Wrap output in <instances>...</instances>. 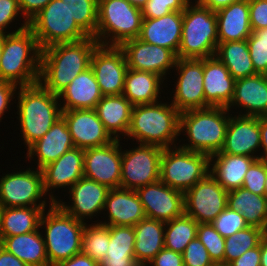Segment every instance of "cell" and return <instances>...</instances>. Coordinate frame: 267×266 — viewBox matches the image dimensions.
<instances>
[{
	"instance_id": "35",
	"label": "cell",
	"mask_w": 267,
	"mask_h": 266,
	"mask_svg": "<svg viewBox=\"0 0 267 266\" xmlns=\"http://www.w3.org/2000/svg\"><path fill=\"white\" fill-rule=\"evenodd\" d=\"M227 207L236 210L249 226L266 232L267 198L250 192L244 187L228 191Z\"/></svg>"
},
{
	"instance_id": "9",
	"label": "cell",
	"mask_w": 267,
	"mask_h": 266,
	"mask_svg": "<svg viewBox=\"0 0 267 266\" xmlns=\"http://www.w3.org/2000/svg\"><path fill=\"white\" fill-rule=\"evenodd\" d=\"M209 155L178 148H164L160 159V180L183 193L209 173Z\"/></svg>"
},
{
	"instance_id": "62",
	"label": "cell",
	"mask_w": 267,
	"mask_h": 266,
	"mask_svg": "<svg viewBox=\"0 0 267 266\" xmlns=\"http://www.w3.org/2000/svg\"><path fill=\"white\" fill-rule=\"evenodd\" d=\"M131 5L136 6L139 9H142L148 0H126Z\"/></svg>"
},
{
	"instance_id": "16",
	"label": "cell",
	"mask_w": 267,
	"mask_h": 266,
	"mask_svg": "<svg viewBox=\"0 0 267 266\" xmlns=\"http://www.w3.org/2000/svg\"><path fill=\"white\" fill-rule=\"evenodd\" d=\"M135 191L147 218L168 222L184 214V193L172 189L161 180Z\"/></svg>"
},
{
	"instance_id": "42",
	"label": "cell",
	"mask_w": 267,
	"mask_h": 266,
	"mask_svg": "<svg viewBox=\"0 0 267 266\" xmlns=\"http://www.w3.org/2000/svg\"><path fill=\"white\" fill-rule=\"evenodd\" d=\"M110 243L105 257L111 259L133 258L135 232L132 226H109Z\"/></svg>"
},
{
	"instance_id": "37",
	"label": "cell",
	"mask_w": 267,
	"mask_h": 266,
	"mask_svg": "<svg viewBox=\"0 0 267 266\" xmlns=\"http://www.w3.org/2000/svg\"><path fill=\"white\" fill-rule=\"evenodd\" d=\"M216 52L217 58L225 65L235 80L257 74L246 40L219 43Z\"/></svg>"
},
{
	"instance_id": "7",
	"label": "cell",
	"mask_w": 267,
	"mask_h": 266,
	"mask_svg": "<svg viewBox=\"0 0 267 266\" xmlns=\"http://www.w3.org/2000/svg\"><path fill=\"white\" fill-rule=\"evenodd\" d=\"M52 203L48 214L44 211L40 219V226L46 224V238H44L49 265L69 259L81 253L82 237L85 224L65 213L50 196Z\"/></svg>"
},
{
	"instance_id": "49",
	"label": "cell",
	"mask_w": 267,
	"mask_h": 266,
	"mask_svg": "<svg viewBox=\"0 0 267 266\" xmlns=\"http://www.w3.org/2000/svg\"><path fill=\"white\" fill-rule=\"evenodd\" d=\"M249 18L252 31L267 28V0H249Z\"/></svg>"
},
{
	"instance_id": "36",
	"label": "cell",
	"mask_w": 267,
	"mask_h": 266,
	"mask_svg": "<svg viewBox=\"0 0 267 266\" xmlns=\"http://www.w3.org/2000/svg\"><path fill=\"white\" fill-rule=\"evenodd\" d=\"M160 78L158 74L128 68L123 95L133 106L157 103Z\"/></svg>"
},
{
	"instance_id": "12",
	"label": "cell",
	"mask_w": 267,
	"mask_h": 266,
	"mask_svg": "<svg viewBox=\"0 0 267 266\" xmlns=\"http://www.w3.org/2000/svg\"><path fill=\"white\" fill-rule=\"evenodd\" d=\"M226 191L208 173L184 193V214L198 223H211L227 207Z\"/></svg>"
},
{
	"instance_id": "14",
	"label": "cell",
	"mask_w": 267,
	"mask_h": 266,
	"mask_svg": "<svg viewBox=\"0 0 267 266\" xmlns=\"http://www.w3.org/2000/svg\"><path fill=\"white\" fill-rule=\"evenodd\" d=\"M44 193L41 169L7 174L0 181V207H45V201L36 204Z\"/></svg>"
},
{
	"instance_id": "45",
	"label": "cell",
	"mask_w": 267,
	"mask_h": 266,
	"mask_svg": "<svg viewBox=\"0 0 267 266\" xmlns=\"http://www.w3.org/2000/svg\"><path fill=\"white\" fill-rule=\"evenodd\" d=\"M189 0H148L141 9L143 19L160 18L175 11L183 12Z\"/></svg>"
},
{
	"instance_id": "40",
	"label": "cell",
	"mask_w": 267,
	"mask_h": 266,
	"mask_svg": "<svg viewBox=\"0 0 267 266\" xmlns=\"http://www.w3.org/2000/svg\"><path fill=\"white\" fill-rule=\"evenodd\" d=\"M110 243L109 226L95 224L84 228L81 252L97 263L103 261Z\"/></svg>"
},
{
	"instance_id": "57",
	"label": "cell",
	"mask_w": 267,
	"mask_h": 266,
	"mask_svg": "<svg viewBox=\"0 0 267 266\" xmlns=\"http://www.w3.org/2000/svg\"><path fill=\"white\" fill-rule=\"evenodd\" d=\"M99 266H142L135 257L124 259H111L105 257L103 261L99 263Z\"/></svg>"
},
{
	"instance_id": "3",
	"label": "cell",
	"mask_w": 267,
	"mask_h": 266,
	"mask_svg": "<svg viewBox=\"0 0 267 266\" xmlns=\"http://www.w3.org/2000/svg\"><path fill=\"white\" fill-rule=\"evenodd\" d=\"M57 99L58 95L52 94L39 82L30 86H20V127L28 147L41 139L62 117V109L57 107Z\"/></svg>"
},
{
	"instance_id": "52",
	"label": "cell",
	"mask_w": 267,
	"mask_h": 266,
	"mask_svg": "<svg viewBox=\"0 0 267 266\" xmlns=\"http://www.w3.org/2000/svg\"><path fill=\"white\" fill-rule=\"evenodd\" d=\"M51 0H18L21 12L30 22Z\"/></svg>"
},
{
	"instance_id": "59",
	"label": "cell",
	"mask_w": 267,
	"mask_h": 266,
	"mask_svg": "<svg viewBox=\"0 0 267 266\" xmlns=\"http://www.w3.org/2000/svg\"><path fill=\"white\" fill-rule=\"evenodd\" d=\"M260 136L261 144L264 149V155L259 157V159L267 160V116L260 117Z\"/></svg>"
},
{
	"instance_id": "54",
	"label": "cell",
	"mask_w": 267,
	"mask_h": 266,
	"mask_svg": "<svg viewBox=\"0 0 267 266\" xmlns=\"http://www.w3.org/2000/svg\"><path fill=\"white\" fill-rule=\"evenodd\" d=\"M16 87V84L12 82L0 80V118L6 108H8L7 105L11 100L10 98L13 97L12 93L15 91Z\"/></svg>"
},
{
	"instance_id": "48",
	"label": "cell",
	"mask_w": 267,
	"mask_h": 266,
	"mask_svg": "<svg viewBox=\"0 0 267 266\" xmlns=\"http://www.w3.org/2000/svg\"><path fill=\"white\" fill-rule=\"evenodd\" d=\"M246 41L255 72L267 75V42H259L252 34Z\"/></svg>"
},
{
	"instance_id": "50",
	"label": "cell",
	"mask_w": 267,
	"mask_h": 266,
	"mask_svg": "<svg viewBox=\"0 0 267 266\" xmlns=\"http://www.w3.org/2000/svg\"><path fill=\"white\" fill-rule=\"evenodd\" d=\"M20 7L18 0H0V34H3L4 28L12 22L19 13Z\"/></svg>"
},
{
	"instance_id": "13",
	"label": "cell",
	"mask_w": 267,
	"mask_h": 266,
	"mask_svg": "<svg viewBox=\"0 0 267 266\" xmlns=\"http://www.w3.org/2000/svg\"><path fill=\"white\" fill-rule=\"evenodd\" d=\"M106 44L95 48L90 67L103 96L121 95L128 70L126 58L119 46L108 47Z\"/></svg>"
},
{
	"instance_id": "65",
	"label": "cell",
	"mask_w": 267,
	"mask_h": 266,
	"mask_svg": "<svg viewBox=\"0 0 267 266\" xmlns=\"http://www.w3.org/2000/svg\"><path fill=\"white\" fill-rule=\"evenodd\" d=\"M266 234H267V214H266Z\"/></svg>"
},
{
	"instance_id": "38",
	"label": "cell",
	"mask_w": 267,
	"mask_h": 266,
	"mask_svg": "<svg viewBox=\"0 0 267 266\" xmlns=\"http://www.w3.org/2000/svg\"><path fill=\"white\" fill-rule=\"evenodd\" d=\"M198 224L195 219L186 214L165 222V225H169L164 234L165 248L182 254L190 241L197 237Z\"/></svg>"
},
{
	"instance_id": "25",
	"label": "cell",
	"mask_w": 267,
	"mask_h": 266,
	"mask_svg": "<svg viewBox=\"0 0 267 266\" xmlns=\"http://www.w3.org/2000/svg\"><path fill=\"white\" fill-rule=\"evenodd\" d=\"M84 150L74 147L43 167V182L45 192L50 187L74 185L84 177Z\"/></svg>"
},
{
	"instance_id": "17",
	"label": "cell",
	"mask_w": 267,
	"mask_h": 266,
	"mask_svg": "<svg viewBox=\"0 0 267 266\" xmlns=\"http://www.w3.org/2000/svg\"><path fill=\"white\" fill-rule=\"evenodd\" d=\"M175 66L180 70V78L172 105L180 113L210 107L204 96L203 59L178 58Z\"/></svg>"
},
{
	"instance_id": "28",
	"label": "cell",
	"mask_w": 267,
	"mask_h": 266,
	"mask_svg": "<svg viewBox=\"0 0 267 266\" xmlns=\"http://www.w3.org/2000/svg\"><path fill=\"white\" fill-rule=\"evenodd\" d=\"M60 96L66 100L62 110L95 109L103 97L91 67L77 75Z\"/></svg>"
},
{
	"instance_id": "2",
	"label": "cell",
	"mask_w": 267,
	"mask_h": 266,
	"mask_svg": "<svg viewBox=\"0 0 267 266\" xmlns=\"http://www.w3.org/2000/svg\"><path fill=\"white\" fill-rule=\"evenodd\" d=\"M33 51L32 56L29 52ZM41 51L29 22L4 36L0 60V80L20 86H30L39 82ZM37 62V63H36Z\"/></svg>"
},
{
	"instance_id": "33",
	"label": "cell",
	"mask_w": 267,
	"mask_h": 266,
	"mask_svg": "<svg viewBox=\"0 0 267 266\" xmlns=\"http://www.w3.org/2000/svg\"><path fill=\"white\" fill-rule=\"evenodd\" d=\"M132 108L131 102L121 94L103 96L94 110L109 134L116 135L117 132L127 134Z\"/></svg>"
},
{
	"instance_id": "21",
	"label": "cell",
	"mask_w": 267,
	"mask_h": 266,
	"mask_svg": "<svg viewBox=\"0 0 267 266\" xmlns=\"http://www.w3.org/2000/svg\"><path fill=\"white\" fill-rule=\"evenodd\" d=\"M183 12L172 11L160 18L143 19L138 39L172 50L176 55L181 43Z\"/></svg>"
},
{
	"instance_id": "46",
	"label": "cell",
	"mask_w": 267,
	"mask_h": 266,
	"mask_svg": "<svg viewBox=\"0 0 267 266\" xmlns=\"http://www.w3.org/2000/svg\"><path fill=\"white\" fill-rule=\"evenodd\" d=\"M267 177V160H255L244 176L242 187L258 195H264Z\"/></svg>"
},
{
	"instance_id": "10",
	"label": "cell",
	"mask_w": 267,
	"mask_h": 266,
	"mask_svg": "<svg viewBox=\"0 0 267 266\" xmlns=\"http://www.w3.org/2000/svg\"><path fill=\"white\" fill-rule=\"evenodd\" d=\"M142 21L141 9L126 0H98L96 40L104 45L100 37L112 32L110 46H120L127 40L138 38Z\"/></svg>"
},
{
	"instance_id": "44",
	"label": "cell",
	"mask_w": 267,
	"mask_h": 266,
	"mask_svg": "<svg viewBox=\"0 0 267 266\" xmlns=\"http://www.w3.org/2000/svg\"><path fill=\"white\" fill-rule=\"evenodd\" d=\"M211 224L216 231L224 238L234 235L239 230L245 229L249 225L236 210L226 207Z\"/></svg>"
},
{
	"instance_id": "22",
	"label": "cell",
	"mask_w": 267,
	"mask_h": 266,
	"mask_svg": "<svg viewBox=\"0 0 267 266\" xmlns=\"http://www.w3.org/2000/svg\"><path fill=\"white\" fill-rule=\"evenodd\" d=\"M231 117L227 126L225 143L220 152L231 155H249L261 144L260 117L241 115Z\"/></svg>"
},
{
	"instance_id": "23",
	"label": "cell",
	"mask_w": 267,
	"mask_h": 266,
	"mask_svg": "<svg viewBox=\"0 0 267 266\" xmlns=\"http://www.w3.org/2000/svg\"><path fill=\"white\" fill-rule=\"evenodd\" d=\"M73 207L55 202L65 213L82 221L84 216H90L104 209L106 197L110 189L96 181L85 177L71 186Z\"/></svg>"
},
{
	"instance_id": "30",
	"label": "cell",
	"mask_w": 267,
	"mask_h": 266,
	"mask_svg": "<svg viewBox=\"0 0 267 266\" xmlns=\"http://www.w3.org/2000/svg\"><path fill=\"white\" fill-rule=\"evenodd\" d=\"M214 157H217V160L210 174L226 191L241 188L248 168L259 159L256 156L214 153L210 155L209 161H212Z\"/></svg>"
},
{
	"instance_id": "58",
	"label": "cell",
	"mask_w": 267,
	"mask_h": 266,
	"mask_svg": "<svg viewBox=\"0 0 267 266\" xmlns=\"http://www.w3.org/2000/svg\"><path fill=\"white\" fill-rule=\"evenodd\" d=\"M204 7L210 9L213 12H217L220 9L226 8L232 3L242 0H198Z\"/></svg>"
},
{
	"instance_id": "27",
	"label": "cell",
	"mask_w": 267,
	"mask_h": 266,
	"mask_svg": "<svg viewBox=\"0 0 267 266\" xmlns=\"http://www.w3.org/2000/svg\"><path fill=\"white\" fill-rule=\"evenodd\" d=\"M218 44L247 40L252 33L249 0H242L216 12Z\"/></svg>"
},
{
	"instance_id": "51",
	"label": "cell",
	"mask_w": 267,
	"mask_h": 266,
	"mask_svg": "<svg viewBox=\"0 0 267 266\" xmlns=\"http://www.w3.org/2000/svg\"><path fill=\"white\" fill-rule=\"evenodd\" d=\"M149 263L153 266H184L182 254L165 247Z\"/></svg>"
},
{
	"instance_id": "41",
	"label": "cell",
	"mask_w": 267,
	"mask_h": 266,
	"mask_svg": "<svg viewBox=\"0 0 267 266\" xmlns=\"http://www.w3.org/2000/svg\"><path fill=\"white\" fill-rule=\"evenodd\" d=\"M71 17L89 36L96 39L98 22V0H62Z\"/></svg>"
},
{
	"instance_id": "4",
	"label": "cell",
	"mask_w": 267,
	"mask_h": 266,
	"mask_svg": "<svg viewBox=\"0 0 267 266\" xmlns=\"http://www.w3.org/2000/svg\"><path fill=\"white\" fill-rule=\"evenodd\" d=\"M180 114L172 104L133 106L126 135L135 137L141 144L169 148V143L180 133Z\"/></svg>"
},
{
	"instance_id": "26",
	"label": "cell",
	"mask_w": 267,
	"mask_h": 266,
	"mask_svg": "<svg viewBox=\"0 0 267 266\" xmlns=\"http://www.w3.org/2000/svg\"><path fill=\"white\" fill-rule=\"evenodd\" d=\"M74 147L66 121L61 117L41 139L28 147L27 154L32 157L36 153L39 158L38 167L42 169Z\"/></svg>"
},
{
	"instance_id": "8",
	"label": "cell",
	"mask_w": 267,
	"mask_h": 266,
	"mask_svg": "<svg viewBox=\"0 0 267 266\" xmlns=\"http://www.w3.org/2000/svg\"><path fill=\"white\" fill-rule=\"evenodd\" d=\"M41 49L89 37L71 17L62 0H51L30 22Z\"/></svg>"
},
{
	"instance_id": "53",
	"label": "cell",
	"mask_w": 267,
	"mask_h": 266,
	"mask_svg": "<svg viewBox=\"0 0 267 266\" xmlns=\"http://www.w3.org/2000/svg\"><path fill=\"white\" fill-rule=\"evenodd\" d=\"M261 241L253 249L246 251L239 258L232 261L228 266H260Z\"/></svg>"
},
{
	"instance_id": "20",
	"label": "cell",
	"mask_w": 267,
	"mask_h": 266,
	"mask_svg": "<svg viewBox=\"0 0 267 266\" xmlns=\"http://www.w3.org/2000/svg\"><path fill=\"white\" fill-rule=\"evenodd\" d=\"M203 84L205 102L210 107L231 106L236 80L216 57L203 59Z\"/></svg>"
},
{
	"instance_id": "31",
	"label": "cell",
	"mask_w": 267,
	"mask_h": 266,
	"mask_svg": "<svg viewBox=\"0 0 267 266\" xmlns=\"http://www.w3.org/2000/svg\"><path fill=\"white\" fill-rule=\"evenodd\" d=\"M164 225L163 221L145 217L134 226V254L142 266L146 265L145 262H150L165 247Z\"/></svg>"
},
{
	"instance_id": "64",
	"label": "cell",
	"mask_w": 267,
	"mask_h": 266,
	"mask_svg": "<svg viewBox=\"0 0 267 266\" xmlns=\"http://www.w3.org/2000/svg\"><path fill=\"white\" fill-rule=\"evenodd\" d=\"M265 197L267 198V177L265 181V192H264Z\"/></svg>"
},
{
	"instance_id": "6",
	"label": "cell",
	"mask_w": 267,
	"mask_h": 266,
	"mask_svg": "<svg viewBox=\"0 0 267 266\" xmlns=\"http://www.w3.org/2000/svg\"><path fill=\"white\" fill-rule=\"evenodd\" d=\"M228 108L208 107L181 112L180 131L184 128L191 145L181 148L201 152L209 156L220 152L225 143V136L230 117L223 116Z\"/></svg>"
},
{
	"instance_id": "61",
	"label": "cell",
	"mask_w": 267,
	"mask_h": 266,
	"mask_svg": "<svg viewBox=\"0 0 267 266\" xmlns=\"http://www.w3.org/2000/svg\"><path fill=\"white\" fill-rule=\"evenodd\" d=\"M259 42H267V28L253 30L251 33Z\"/></svg>"
},
{
	"instance_id": "24",
	"label": "cell",
	"mask_w": 267,
	"mask_h": 266,
	"mask_svg": "<svg viewBox=\"0 0 267 266\" xmlns=\"http://www.w3.org/2000/svg\"><path fill=\"white\" fill-rule=\"evenodd\" d=\"M104 208L109 210L110 222L101 224L107 226L134 227L146 217L142 203L135 190L121 187L110 189Z\"/></svg>"
},
{
	"instance_id": "34",
	"label": "cell",
	"mask_w": 267,
	"mask_h": 266,
	"mask_svg": "<svg viewBox=\"0 0 267 266\" xmlns=\"http://www.w3.org/2000/svg\"><path fill=\"white\" fill-rule=\"evenodd\" d=\"M45 207H0V242L5 237L38 230Z\"/></svg>"
},
{
	"instance_id": "15",
	"label": "cell",
	"mask_w": 267,
	"mask_h": 266,
	"mask_svg": "<svg viewBox=\"0 0 267 266\" xmlns=\"http://www.w3.org/2000/svg\"><path fill=\"white\" fill-rule=\"evenodd\" d=\"M119 139L101 146L84 150V177L105 185L119 188L121 180L122 153Z\"/></svg>"
},
{
	"instance_id": "39",
	"label": "cell",
	"mask_w": 267,
	"mask_h": 266,
	"mask_svg": "<svg viewBox=\"0 0 267 266\" xmlns=\"http://www.w3.org/2000/svg\"><path fill=\"white\" fill-rule=\"evenodd\" d=\"M266 232L259 227L248 226L225 238L224 266L239 258L246 251L257 247Z\"/></svg>"
},
{
	"instance_id": "1",
	"label": "cell",
	"mask_w": 267,
	"mask_h": 266,
	"mask_svg": "<svg viewBox=\"0 0 267 266\" xmlns=\"http://www.w3.org/2000/svg\"><path fill=\"white\" fill-rule=\"evenodd\" d=\"M98 45L94 37H87L42 49L39 83L58 95L77 75L90 68L92 54Z\"/></svg>"
},
{
	"instance_id": "18",
	"label": "cell",
	"mask_w": 267,
	"mask_h": 266,
	"mask_svg": "<svg viewBox=\"0 0 267 266\" xmlns=\"http://www.w3.org/2000/svg\"><path fill=\"white\" fill-rule=\"evenodd\" d=\"M62 117L77 148L101 147L118 139L111 137L94 109L62 110Z\"/></svg>"
},
{
	"instance_id": "55",
	"label": "cell",
	"mask_w": 267,
	"mask_h": 266,
	"mask_svg": "<svg viewBox=\"0 0 267 266\" xmlns=\"http://www.w3.org/2000/svg\"><path fill=\"white\" fill-rule=\"evenodd\" d=\"M53 266H99V263L81 252L69 259L57 262Z\"/></svg>"
},
{
	"instance_id": "47",
	"label": "cell",
	"mask_w": 267,
	"mask_h": 266,
	"mask_svg": "<svg viewBox=\"0 0 267 266\" xmlns=\"http://www.w3.org/2000/svg\"><path fill=\"white\" fill-rule=\"evenodd\" d=\"M182 257L184 266H216L198 237L190 241L183 251Z\"/></svg>"
},
{
	"instance_id": "63",
	"label": "cell",
	"mask_w": 267,
	"mask_h": 266,
	"mask_svg": "<svg viewBox=\"0 0 267 266\" xmlns=\"http://www.w3.org/2000/svg\"><path fill=\"white\" fill-rule=\"evenodd\" d=\"M4 36H5V33L0 34V60H1L2 50H3Z\"/></svg>"
},
{
	"instance_id": "56",
	"label": "cell",
	"mask_w": 267,
	"mask_h": 266,
	"mask_svg": "<svg viewBox=\"0 0 267 266\" xmlns=\"http://www.w3.org/2000/svg\"><path fill=\"white\" fill-rule=\"evenodd\" d=\"M0 266H28L0 245Z\"/></svg>"
},
{
	"instance_id": "43",
	"label": "cell",
	"mask_w": 267,
	"mask_h": 266,
	"mask_svg": "<svg viewBox=\"0 0 267 266\" xmlns=\"http://www.w3.org/2000/svg\"><path fill=\"white\" fill-rule=\"evenodd\" d=\"M197 237L206 247L209 256L216 266H224L225 238L222 237L211 223H199Z\"/></svg>"
},
{
	"instance_id": "60",
	"label": "cell",
	"mask_w": 267,
	"mask_h": 266,
	"mask_svg": "<svg viewBox=\"0 0 267 266\" xmlns=\"http://www.w3.org/2000/svg\"><path fill=\"white\" fill-rule=\"evenodd\" d=\"M260 266H267V234L261 239Z\"/></svg>"
},
{
	"instance_id": "29",
	"label": "cell",
	"mask_w": 267,
	"mask_h": 266,
	"mask_svg": "<svg viewBox=\"0 0 267 266\" xmlns=\"http://www.w3.org/2000/svg\"><path fill=\"white\" fill-rule=\"evenodd\" d=\"M231 103L248 108L245 116H267V75L256 74L237 79Z\"/></svg>"
},
{
	"instance_id": "19",
	"label": "cell",
	"mask_w": 267,
	"mask_h": 266,
	"mask_svg": "<svg viewBox=\"0 0 267 266\" xmlns=\"http://www.w3.org/2000/svg\"><path fill=\"white\" fill-rule=\"evenodd\" d=\"M125 55L129 69L146 71L163 77L166 70L177 62V55L168 48L152 45L138 38L130 39L119 46Z\"/></svg>"
},
{
	"instance_id": "11",
	"label": "cell",
	"mask_w": 267,
	"mask_h": 266,
	"mask_svg": "<svg viewBox=\"0 0 267 266\" xmlns=\"http://www.w3.org/2000/svg\"><path fill=\"white\" fill-rule=\"evenodd\" d=\"M162 147L141 144L122 154L120 187L136 190L160 180Z\"/></svg>"
},
{
	"instance_id": "5",
	"label": "cell",
	"mask_w": 267,
	"mask_h": 266,
	"mask_svg": "<svg viewBox=\"0 0 267 266\" xmlns=\"http://www.w3.org/2000/svg\"><path fill=\"white\" fill-rule=\"evenodd\" d=\"M187 4L183 11L181 43L177 58L204 59L215 56L218 47L216 12L199 1L194 7Z\"/></svg>"
},
{
	"instance_id": "32",
	"label": "cell",
	"mask_w": 267,
	"mask_h": 266,
	"mask_svg": "<svg viewBox=\"0 0 267 266\" xmlns=\"http://www.w3.org/2000/svg\"><path fill=\"white\" fill-rule=\"evenodd\" d=\"M0 245L28 266H50L44 239L37 230L5 237Z\"/></svg>"
}]
</instances>
